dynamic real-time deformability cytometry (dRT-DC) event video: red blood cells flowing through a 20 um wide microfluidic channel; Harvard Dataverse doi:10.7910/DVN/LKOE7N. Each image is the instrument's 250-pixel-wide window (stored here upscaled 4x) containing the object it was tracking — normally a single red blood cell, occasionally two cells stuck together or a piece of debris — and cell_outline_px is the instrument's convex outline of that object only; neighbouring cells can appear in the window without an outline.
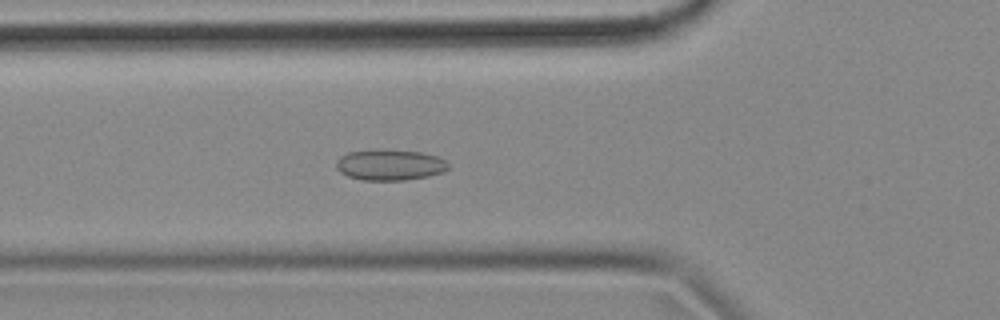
{"species": "common noctule bat (a hibernating species)", "species_latin": "Nyctalus noctula", "temperature_condition": "cold", "stored_images_in_passage": 56, "camera_frame_rate_fps": 3000, "um_per_image_px": 0.085, "animal": {"sex": "female", "body_mass_g": 18.4}, "frame": {"image": 1, "passage_image": 19, "time_ms": 6.0, "image_size_px": [1000, 320], "cell_outline_px": [[448, 168], [444, 172], [428, 176], [404, 180], [364, 180], [348, 176], [340, 172], [336, 168], [336, 160], [340, 156], [348, 152], [420, 152], [436, 156], [444, 160], [448, 164]], "centroid_in_image_um": [33.14, 14.06], "position_along_channel_um": 92.7, "area_um2": 19.31}}
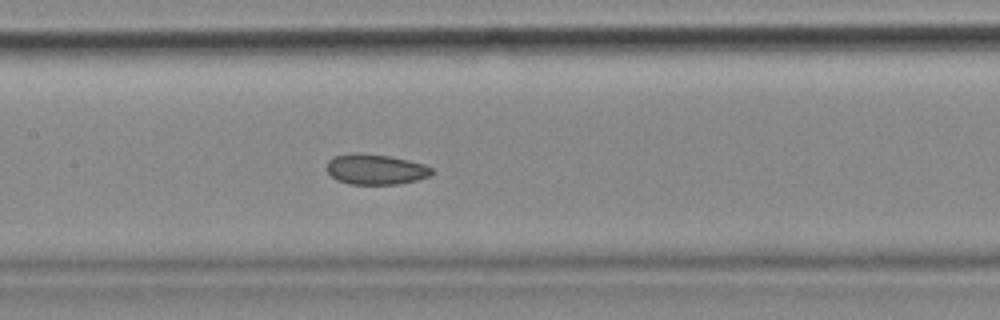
{"frame": {"image": 2, "passage_image": 26, "time_ms": 8.333, "image_size_px": [1000, 320], "cell_outline_px": [[436, 172], [428, 176], [416, 180], [400, 184], [348, 184], [336, 180], [328, 172], [328, 160], [336, 156], [352, 152], [388, 156], [408, 160], [424, 164], [432, 168]], "centroid_in_image_um": [31.94, 14.4], "position_along_channel_um": 175.5, "area_um2": 18.55}}
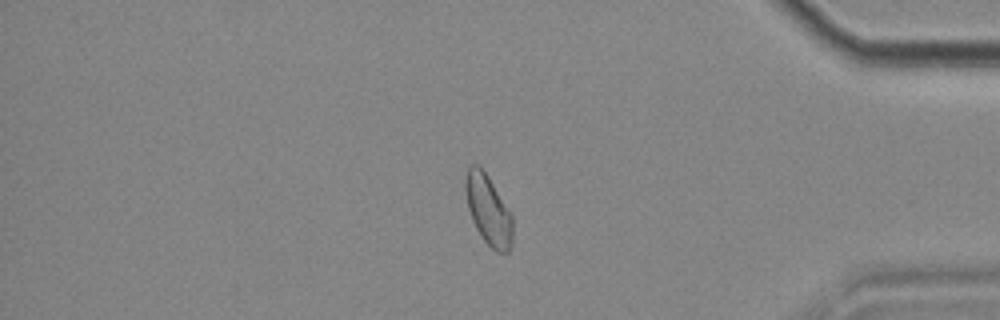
{"frame": {"image": 3, "passage_image": 47, "time_ms": 15.333, "image_size_px": [1000, 320], "cell_outline_px": [[512, 248], [508, 252], [496, 252], [484, 240], [476, 228], [472, 220], [468, 208], [464, 184], [464, 180], [468, 168], [472, 164], [476, 164], [488, 176], [512, 212]], "centroid_in_image_um": [41.52, 17.86], "position_along_channel_um": 393.7, "area_um2": 19.31}, "authors_computed_cell_mechanics": {"area_um2": 19.3341, "velocity_mm_per_s": 3.5458, "shape_relaxation_time_tau1_ms": null, "shape_relaxation_time_tau2_ms": 2.1218, "deformation_change_tau1": null, "deformation_change_tau2": 0.0629}}